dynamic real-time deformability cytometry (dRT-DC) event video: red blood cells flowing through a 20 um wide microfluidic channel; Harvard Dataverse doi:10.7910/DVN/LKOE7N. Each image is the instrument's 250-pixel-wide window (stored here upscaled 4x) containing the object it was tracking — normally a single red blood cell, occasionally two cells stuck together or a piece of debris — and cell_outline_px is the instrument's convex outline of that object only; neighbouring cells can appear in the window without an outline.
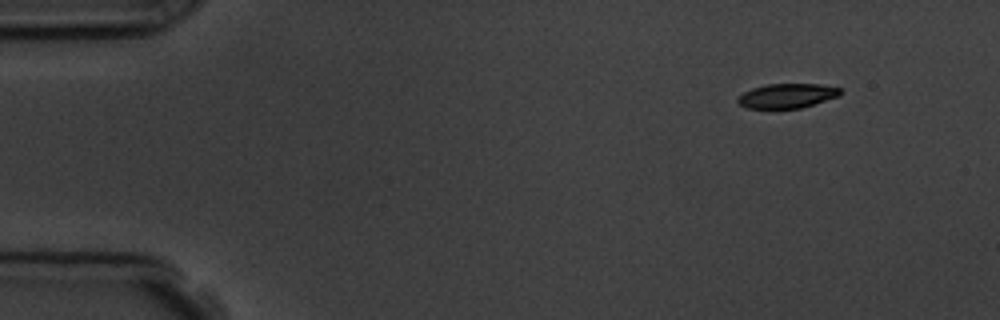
{"species": "common noctule bat (a hibernating species)", "species_latin": "Nyctalus noctula", "temperature_condition": "room temperature", "stored_images_in_passage": 4, "camera_frame_rate_fps": 3000, "um_per_image_px": 0.085, "animal": {"sex": "male", "body_mass_g": 19.5, "forearm_length_mm": 54.6}, "frame": {"image": 1, "passage_image": 1, "time_ms": 0.0, "image_size_px": [1000, 320], "cell_outline_px": [[840, 96], [800, 108], [748, 108], [740, 104], [736, 100], [744, 92], [752, 88], [768, 84], [820, 84], [840, 88]], "centroid_in_image_um": [66.91, 8.14], "position_along_channel_um": 18.1, "area_um2": 14.45}}
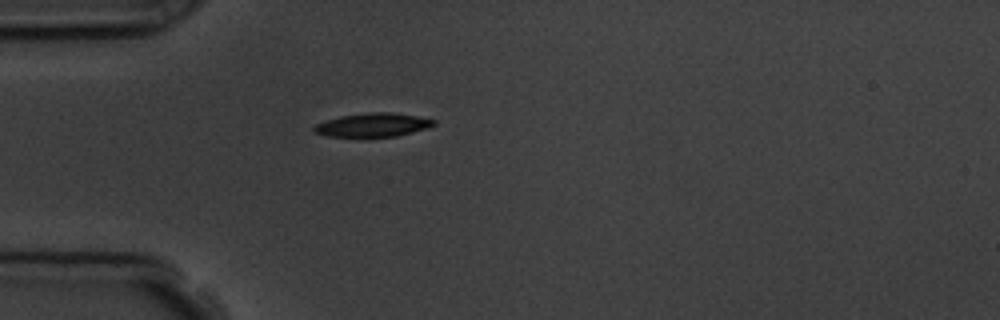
{"frame": {"image": 2, "passage_image": 4, "time_ms": 3.333, "image_size_px": [1000, 320], "cell_outline_px": [[436, 124], [412, 132], [396, 136], [328, 136], [316, 132], [312, 128], [316, 124], [340, 116], [368, 112], [388, 112], [416, 116], [436, 120]], "centroid_in_image_um": [31.69, 10.61], "position_along_channel_um": 53.3, "area_um2": 16.07}}